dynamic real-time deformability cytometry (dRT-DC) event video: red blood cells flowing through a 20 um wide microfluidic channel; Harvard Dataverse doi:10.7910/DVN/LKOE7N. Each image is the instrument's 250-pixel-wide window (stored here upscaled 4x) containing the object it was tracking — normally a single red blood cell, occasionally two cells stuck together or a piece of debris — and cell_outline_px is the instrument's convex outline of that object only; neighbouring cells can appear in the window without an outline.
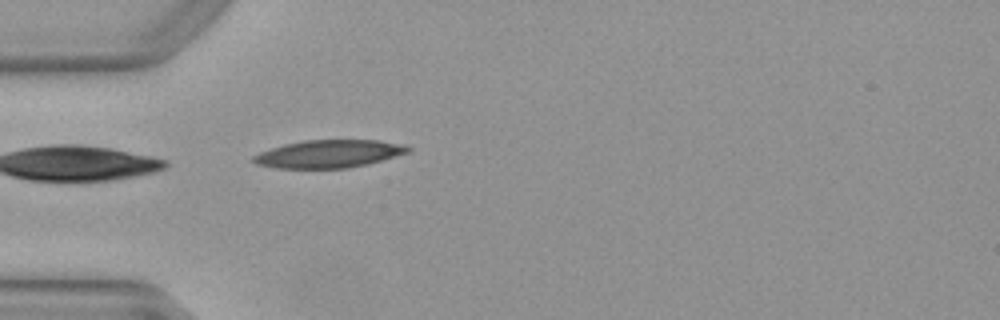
{"species": "Egyptian fruit bat (a non-hibernating species)", "species_latin": "Rousettus aegyptiacus", "temperature_condition": "warm", "stored_images_in_passage": 22, "camera_frame_rate_fps": 3000, "um_per_image_px": 0.085, "animal": {"sex": "female"}, "frame": {"image": 1, "passage_image": 1, "time_ms": 0.0, "image_size_px": [1000, 320], "cell_outline_px": [[412, 152], [368, 164], [348, 168], [276, 168], [256, 164], [252, 160], [252, 156], [260, 152], [284, 144], [304, 140], [380, 140], [404, 144], [412, 148]], "centroid_in_image_um": [28.01, 13.07], "position_along_channel_um": 57.0, "area_um2": 25.26}}
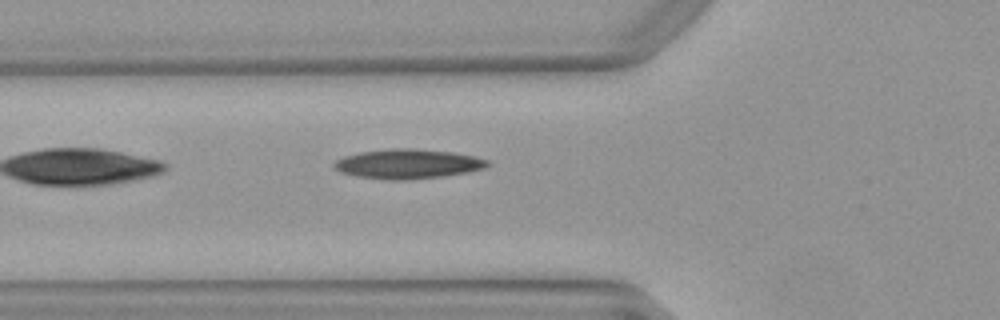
{"frame": {"image": 2, "passage_image": 4, "time_ms": 1.0, "image_size_px": [1000, 320], "cell_outline_px": [[492, 164], [484, 168], [468, 172], [440, 176], [408, 180], [392, 180], [356, 176], [340, 172], [332, 164], [336, 160], [344, 156], [360, 152], [392, 148], [412, 148], [452, 152], [476, 156], [488, 160]], "centroid_in_image_um": [34.68, 13.92], "position_along_channel_um": 91.1, "area_um2": 26.41}}